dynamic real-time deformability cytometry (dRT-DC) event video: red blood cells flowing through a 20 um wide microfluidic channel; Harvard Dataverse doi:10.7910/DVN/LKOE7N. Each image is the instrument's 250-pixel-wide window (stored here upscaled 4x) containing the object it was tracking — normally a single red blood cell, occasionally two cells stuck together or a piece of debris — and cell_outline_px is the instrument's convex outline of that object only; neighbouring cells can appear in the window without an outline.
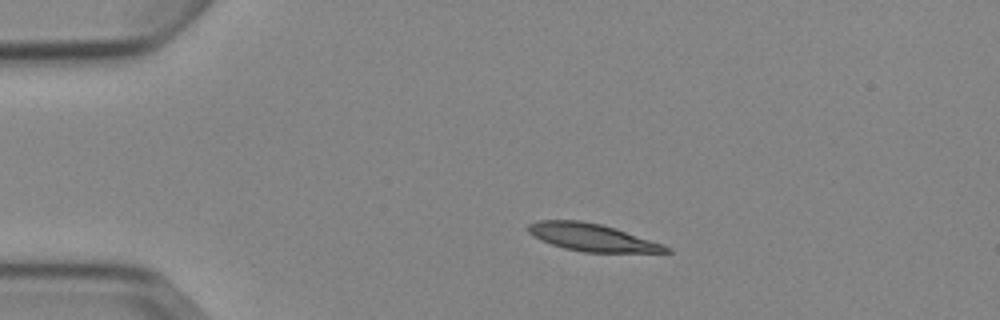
{"species": "Egyptian fruit bat (a non-hibernating species)", "species_latin": "Rousettus aegyptiacus", "temperature_condition": "cold", "stored_images_in_passage": 4, "camera_frame_rate_fps": 3000, "um_per_image_px": 0.085, "animal": {"sex": "female"}, "frame": {"image": 1, "passage_image": 2, "time_ms": 1.0, "image_size_px": [1000, 320], "cell_outline_px": [[672, 252], [584, 252], [564, 248], [540, 240], [528, 232], [528, 224], [536, 220], [580, 220], [600, 224], [616, 228], [664, 244], [672, 248]], "centroid_in_image_um": [50.34, 20.17], "position_along_channel_um": 34.7, "area_um2": 22.08}}
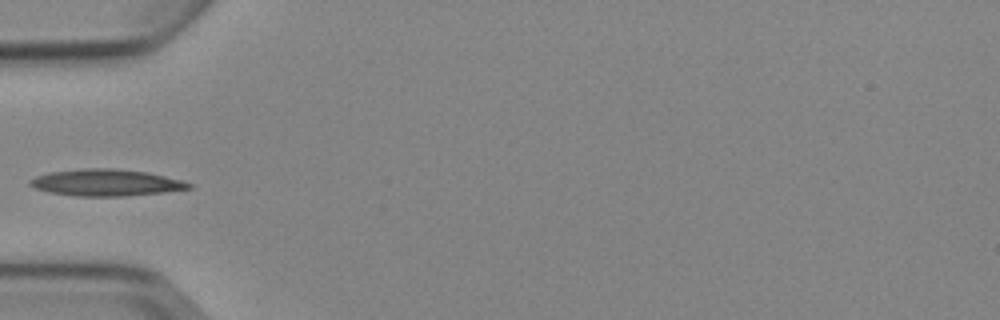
{"frame": {"image": 2, "passage_image": 3, "time_ms": 3.333, "image_size_px": [1000, 320], "cell_outline_px": [[192, 188], [164, 192], [124, 196], [76, 196], [48, 192], [36, 188], [28, 184], [28, 180], [36, 176], [48, 172], [80, 168], [116, 168], [148, 172], [180, 180], [192, 184]], "centroid_in_image_um": [8.97, 15.51], "position_along_channel_um": 76.0, "area_um2": 24.8}}
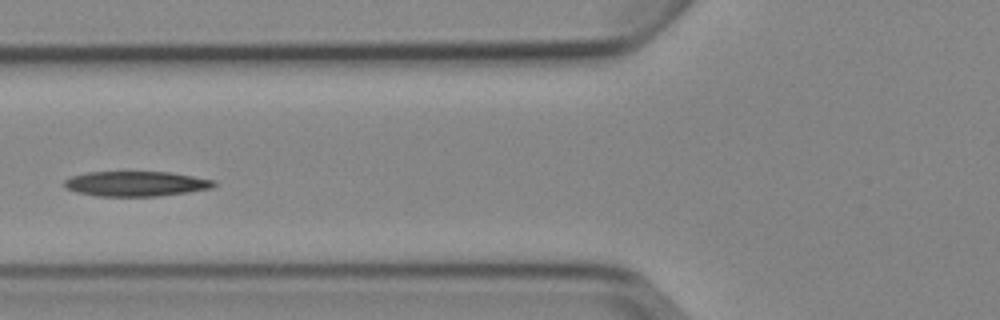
{"frame": {"image": 3, "passage_image": 4, "time_ms": 4.333, "image_size_px": [1000, 320], "cell_outline_px": [[216, 184], [212, 188], [188, 192], [160, 196], [96, 196], [76, 192], [64, 188], [64, 180], [72, 176], [88, 172], [168, 172], [216, 180]], "centroid_in_image_um": [11.55, 15.62], "position_along_channel_um": 114.3, "area_um2": 21.85}}